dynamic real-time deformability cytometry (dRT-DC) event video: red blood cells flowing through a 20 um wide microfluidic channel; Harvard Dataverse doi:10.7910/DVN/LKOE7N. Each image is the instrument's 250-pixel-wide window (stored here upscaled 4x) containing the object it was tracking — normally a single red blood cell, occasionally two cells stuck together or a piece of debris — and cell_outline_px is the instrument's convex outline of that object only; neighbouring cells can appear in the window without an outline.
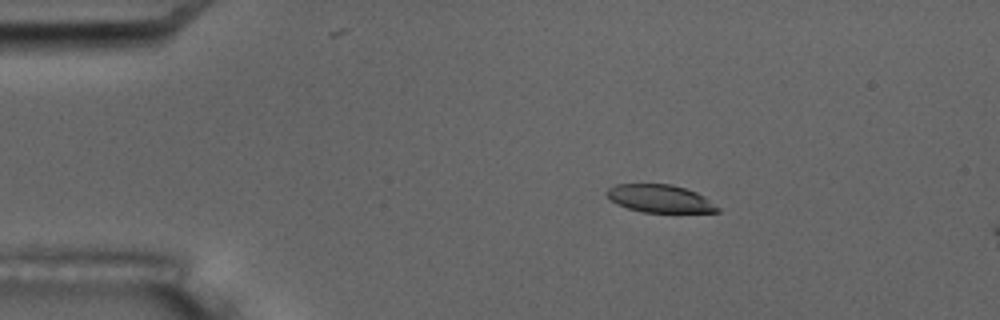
{"species": "common noctule bat (a hibernating species)", "species_latin": "Nyctalus noctula", "temperature_condition": "room temperature", "stored_images_in_passage": 5, "camera_frame_rate_fps": 3000, "um_per_image_px": 0.085, "animal": {"sex": "male", "body_mass_g": 17.5, "forearm_length_mm": 52.3}, "frame": {"image": 1, "passage_image": 2, "time_ms": 2.0, "image_size_px": [1000, 320], "cell_outline_px": [[720, 212], [644, 212], [628, 208], [616, 204], [604, 192], [608, 188], [616, 184], [672, 184], [696, 192], [704, 196], [720, 208]], "centroid_in_image_um": [56.09, 16.88], "position_along_channel_um": 28.9, "area_um2": 17.86}}